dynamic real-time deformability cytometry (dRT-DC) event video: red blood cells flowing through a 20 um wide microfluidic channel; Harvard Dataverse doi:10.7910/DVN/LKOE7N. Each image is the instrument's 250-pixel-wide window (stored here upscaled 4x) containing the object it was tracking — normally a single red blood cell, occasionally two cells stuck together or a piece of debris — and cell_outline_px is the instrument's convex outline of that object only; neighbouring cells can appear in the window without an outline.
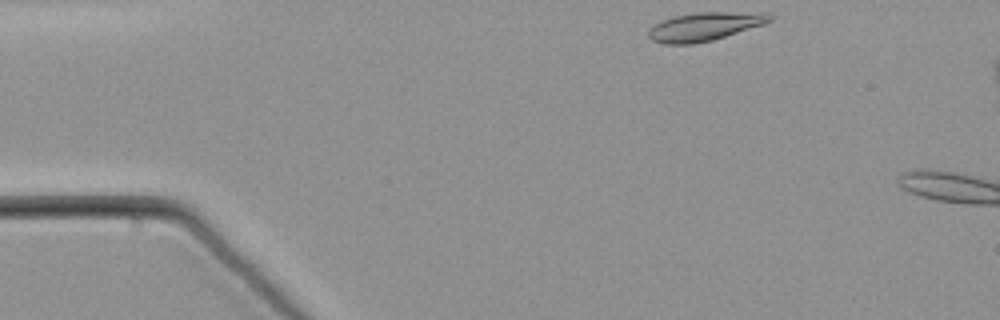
{"species": "common noctule bat (a hibernating species)", "species_latin": "Nyctalus noctula", "temperature_condition": "warm", "stored_images_in_passage": 49, "camera_frame_rate_fps": 3000, "um_per_image_px": 0.085, "animal": {"sex": "male", "body_mass_g": 21.5, "forearm_length_mm": 52.0}, "frame": {"image": 1, "passage_image": 1, "time_ms": 0.0, "image_size_px": [1000, 320], "cell_outline_px": [[772, 20], [764, 24], [712, 40], [692, 44], [664, 44], [652, 40], [648, 36], [648, 28], [660, 20], [672, 16], [696, 12], [764, 12], [772, 16]], "centroid_in_image_um": [59.85, 2.24], "position_along_channel_um": 25.2, "area_um2": 20.23}}
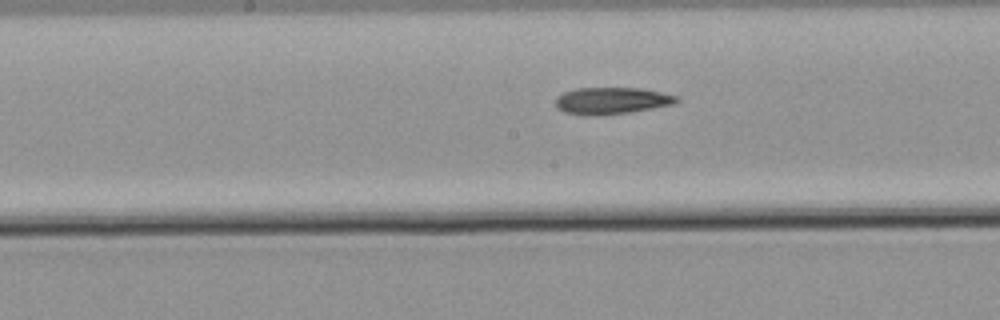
{"frame": {"image": 2, "passage_image": 22, "time_ms": 7.0, "image_size_px": [1000, 320], "cell_outline_px": [[680, 100], [672, 104], [628, 112], [588, 116], [564, 112], [556, 108], [556, 96], [564, 92], [576, 88], [640, 88], [660, 92], [676, 96]], "centroid_in_image_um": [51.92, 8.55], "position_along_channel_um": 196.3, "area_um2": 18.67}}
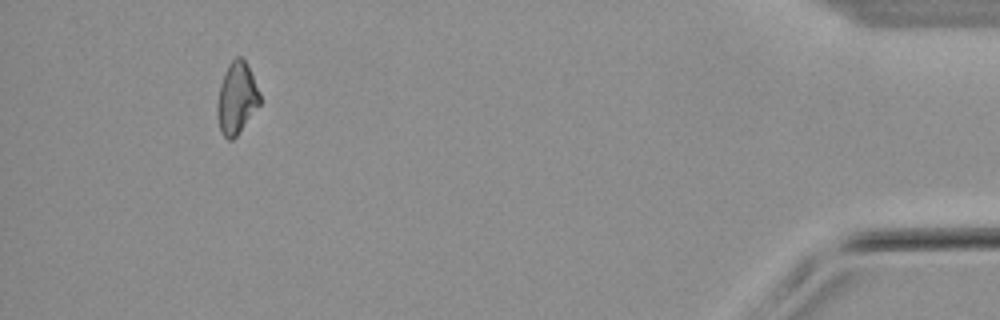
{"frame": {"image": 3, "passage_image": 47, "time_ms": 15.333, "image_size_px": [1000, 320], "cell_outline_px": [[260, 104], [236, 136], [232, 140], [228, 140], [220, 132], [216, 116], [216, 104], [220, 84], [224, 72], [228, 64], [236, 56], [240, 56], [244, 60], [260, 92]], "centroid_in_image_um": [20.08, 8.36], "position_along_channel_um": 415.1, "area_um2": 17.8}}